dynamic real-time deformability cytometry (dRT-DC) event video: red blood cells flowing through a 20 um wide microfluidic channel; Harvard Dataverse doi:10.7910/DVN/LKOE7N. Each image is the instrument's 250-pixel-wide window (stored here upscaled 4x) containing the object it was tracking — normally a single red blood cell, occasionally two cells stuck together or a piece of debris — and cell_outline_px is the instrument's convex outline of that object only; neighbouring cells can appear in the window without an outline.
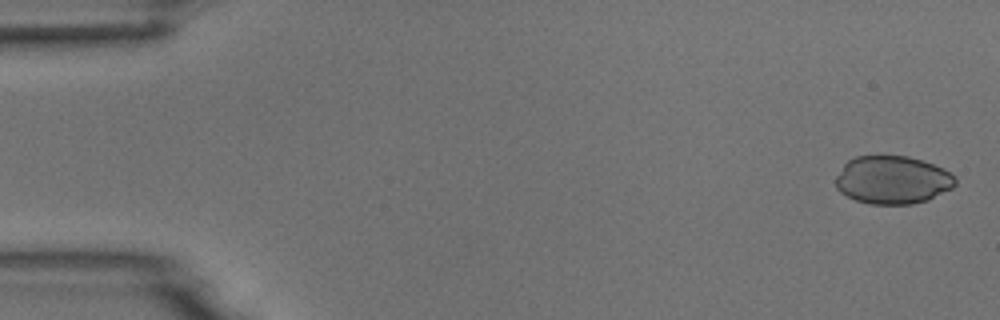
{"species": "common noctule bat (a hibernating species)", "species_latin": "Nyctalus noctula", "temperature_condition": "room temperature", "stored_images_in_passage": 5, "camera_frame_rate_fps": 3000, "um_per_image_px": 0.085, "animal": {"sex": "male", "body_mass_g": 18.8}, "frame": {"image": 1, "passage_image": 1, "time_ms": 0.0, "image_size_px": [1000, 320], "cell_outline_px": [[956, 184], [952, 188], [928, 200], [912, 204], [868, 204], [856, 200], [840, 192], [836, 188], [836, 176], [844, 164], [848, 160], [856, 156], [908, 156], [924, 160], [944, 168], [956, 176]], "centroid_in_image_um": [75.89, 15.29], "position_along_channel_um": 9.1, "area_um2": 33.76}}